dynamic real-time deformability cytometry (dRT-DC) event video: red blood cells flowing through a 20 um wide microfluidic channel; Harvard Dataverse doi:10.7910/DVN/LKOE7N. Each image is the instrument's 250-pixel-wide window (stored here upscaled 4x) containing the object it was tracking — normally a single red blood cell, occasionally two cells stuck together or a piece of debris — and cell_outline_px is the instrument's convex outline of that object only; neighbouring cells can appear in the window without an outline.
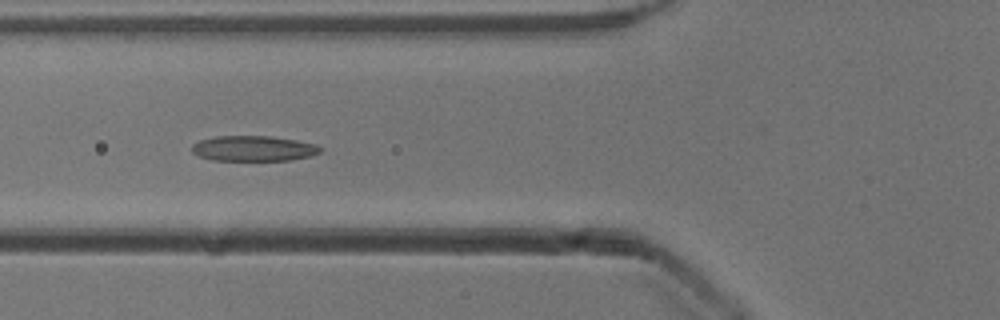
{"species": "common noctule bat (a hibernating species)", "species_latin": "Nyctalus noctula", "temperature_condition": "cold", "stored_images_in_passage": 8, "camera_frame_rate_fps": 3000, "um_per_image_px": 0.085, "animal": {"sex": "male", "body_mass_g": 13.3}, "frame": {"image": 1, "passage_image": 6, "time_ms": 1.667, "image_size_px": [1000, 320], "cell_outline_px": [[324, 148], [320, 152], [312, 156], [288, 160], [212, 160], [196, 156], [192, 152], [192, 144], [200, 140], [216, 136], [272, 136], [296, 140], [316, 144]], "centroid_in_image_um": [21.55, 12.62], "position_along_channel_um": 104.3, "area_um2": 19.13}}
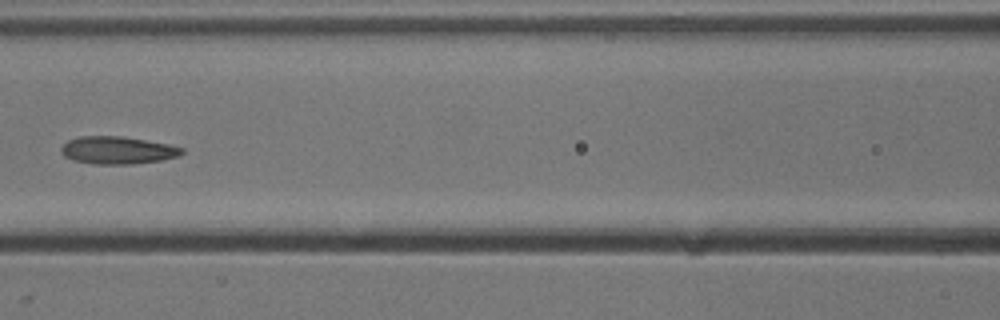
{"frame": {"image": 2, "passage_image": 7, "time_ms": 2.0, "image_size_px": [1000, 320], "cell_outline_px": [[184, 152], [176, 156], [160, 160], [132, 164], [92, 164], [72, 160], [64, 156], [60, 152], [60, 148], [68, 140], [80, 136], [124, 136], [168, 144], [184, 148]], "centroid_in_image_um": [9.95, 12.77], "position_along_channel_um": 156.7, "area_um2": 19.42}}
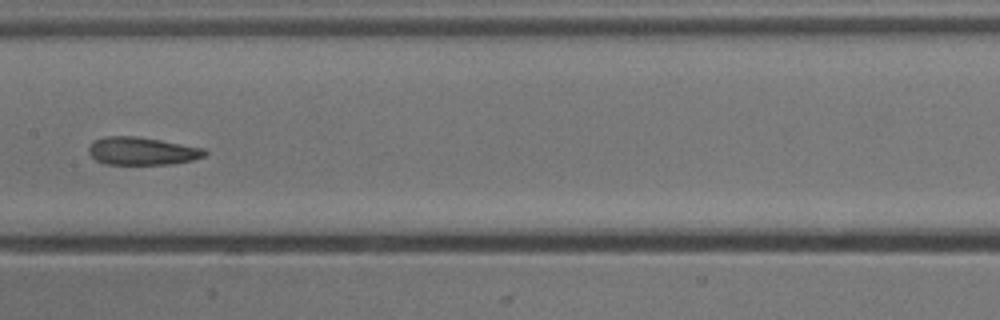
{"frame": {"image": 3, "passage_image": 8, "time_ms": 2.333, "image_size_px": [1000, 320], "cell_outline_px": [[208, 152], [204, 156], [192, 160], [172, 164], [104, 164], [96, 160], [88, 152], [88, 148], [96, 140], [108, 136], [136, 136], [160, 140], [204, 148]], "centroid_in_image_um": [12.09, 12.84], "position_along_channel_um": 195.3, "area_um2": 18.67}}